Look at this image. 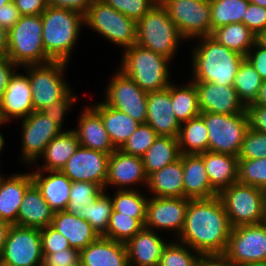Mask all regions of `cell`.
Returning <instances> with one entry per match:
<instances>
[{
    "label": "cell",
    "mask_w": 266,
    "mask_h": 266,
    "mask_svg": "<svg viewBox=\"0 0 266 266\" xmlns=\"http://www.w3.org/2000/svg\"><path fill=\"white\" fill-rule=\"evenodd\" d=\"M231 225L219 196L190 199L183 229L176 238L202 256L223 255Z\"/></svg>",
    "instance_id": "6da1fadb"
},
{
    "label": "cell",
    "mask_w": 266,
    "mask_h": 266,
    "mask_svg": "<svg viewBox=\"0 0 266 266\" xmlns=\"http://www.w3.org/2000/svg\"><path fill=\"white\" fill-rule=\"evenodd\" d=\"M192 47V82H213L232 86L239 66L245 56L228 49L211 36L197 38Z\"/></svg>",
    "instance_id": "7a4b0ae2"
},
{
    "label": "cell",
    "mask_w": 266,
    "mask_h": 266,
    "mask_svg": "<svg viewBox=\"0 0 266 266\" xmlns=\"http://www.w3.org/2000/svg\"><path fill=\"white\" fill-rule=\"evenodd\" d=\"M41 19L46 55L52 61L69 63L72 51L85 26L84 15L75 10L48 5L42 12Z\"/></svg>",
    "instance_id": "3957f363"
},
{
    "label": "cell",
    "mask_w": 266,
    "mask_h": 266,
    "mask_svg": "<svg viewBox=\"0 0 266 266\" xmlns=\"http://www.w3.org/2000/svg\"><path fill=\"white\" fill-rule=\"evenodd\" d=\"M119 70L149 93L167 88L171 83V60L134 44L122 50ZM171 80V81H170Z\"/></svg>",
    "instance_id": "277c9868"
},
{
    "label": "cell",
    "mask_w": 266,
    "mask_h": 266,
    "mask_svg": "<svg viewBox=\"0 0 266 266\" xmlns=\"http://www.w3.org/2000/svg\"><path fill=\"white\" fill-rule=\"evenodd\" d=\"M183 40L160 1L137 22L136 44L170 60L176 57Z\"/></svg>",
    "instance_id": "5b68a950"
},
{
    "label": "cell",
    "mask_w": 266,
    "mask_h": 266,
    "mask_svg": "<svg viewBox=\"0 0 266 266\" xmlns=\"http://www.w3.org/2000/svg\"><path fill=\"white\" fill-rule=\"evenodd\" d=\"M42 29L41 15L21 16L8 33V58L19 67L51 62L44 49Z\"/></svg>",
    "instance_id": "8992f818"
},
{
    "label": "cell",
    "mask_w": 266,
    "mask_h": 266,
    "mask_svg": "<svg viewBox=\"0 0 266 266\" xmlns=\"http://www.w3.org/2000/svg\"><path fill=\"white\" fill-rule=\"evenodd\" d=\"M84 24L111 43L124 49L136 44L137 22L126 17L103 0H92Z\"/></svg>",
    "instance_id": "52a82bcc"
},
{
    "label": "cell",
    "mask_w": 266,
    "mask_h": 266,
    "mask_svg": "<svg viewBox=\"0 0 266 266\" xmlns=\"http://www.w3.org/2000/svg\"><path fill=\"white\" fill-rule=\"evenodd\" d=\"M68 63L51 61L45 64L26 65L24 68L32 91L34 111L52 105L63 99L73 88L65 81L64 73ZM27 71H26V70Z\"/></svg>",
    "instance_id": "ba28073f"
},
{
    "label": "cell",
    "mask_w": 266,
    "mask_h": 266,
    "mask_svg": "<svg viewBox=\"0 0 266 266\" xmlns=\"http://www.w3.org/2000/svg\"><path fill=\"white\" fill-rule=\"evenodd\" d=\"M231 227L263 223L264 189L236 182L218 194Z\"/></svg>",
    "instance_id": "9c48e42d"
},
{
    "label": "cell",
    "mask_w": 266,
    "mask_h": 266,
    "mask_svg": "<svg viewBox=\"0 0 266 266\" xmlns=\"http://www.w3.org/2000/svg\"><path fill=\"white\" fill-rule=\"evenodd\" d=\"M200 116L208 130V151L238 157L250 128L248 115L201 113Z\"/></svg>",
    "instance_id": "30bf717a"
},
{
    "label": "cell",
    "mask_w": 266,
    "mask_h": 266,
    "mask_svg": "<svg viewBox=\"0 0 266 266\" xmlns=\"http://www.w3.org/2000/svg\"><path fill=\"white\" fill-rule=\"evenodd\" d=\"M159 1L168 11L184 41L211 36L210 0Z\"/></svg>",
    "instance_id": "8fae6325"
},
{
    "label": "cell",
    "mask_w": 266,
    "mask_h": 266,
    "mask_svg": "<svg viewBox=\"0 0 266 266\" xmlns=\"http://www.w3.org/2000/svg\"><path fill=\"white\" fill-rule=\"evenodd\" d=\"M223 256L236 266L266 261V224L233 227Z\"/></svg>",
    "instance_id": "7c38bea8"
},
{
    "label": "cell",
    "mask_w": 266,
    "mask_h": 266,
    "mask_svg": "<svg viewBox=\"0 0 266 266\" xmlns=\"http://www.w3.org/2000/svg\"><path fill=\"white\" fill-rule=\"evenodd\" d=\"M115 76L107 83L105 100L108 106L126 113L140 124L146 123L147 92L121 70L117 69Z\"/></svg>",
    "instance_id": "4fadbf2b"
},
{
    "label": "cell",
    "mask_w": 266,
    "mask_h": 266,
    "mask_svg": "<svg viewBox=\"0 0 266 266\" xmlns=\"http://www.w3.org/2000/svg\"><path fill=\"white\" fill-rule=\"evenodd\" d=\"M0 262L8 266H42L43 252L40 229L12 225Z\"/></svg>",
    "instance_id": "5bb4252c"
},
{
    "label": "cell",
    "mask_w": 266,
    "mask_h": 266,
    "mask_svg": "<svg viewBox=\"0 0 266 266\" xmlns=\"http://www.w3.org/2000/svg\"><path fill=\"white\" fill-rule=\"evenodd\" d=\"M21 121V163L38 162L46 146L63 131L41 111H33Z\"/></svg>",
    "instance_id": "9a60e30c"
},
{
    "label": "cell",
    "mask_w": 266,
    "mask_h": 266,
    "mask_svg": "<svg viewBox=\"0 0 266 266\" xmlns=\"http://www.w3.org/2000/svg\"><path fill=\"white\" fill-rule=\"evenodd\" d=\"M146 206L145 228L173 231L177 238L184 226L190 199L184 197H150ZM158 229V230H157Z\"/></svg>",
    "instance_id": "2e32d148"
},
{
    "label": "cell",
    "mask_w": 266,
    "mask_h": 266,
    "mask_svg": "<svg viewBox=\"0 0 266 266\" xmlns=\"http://www.w3.org/2000/svg\"><path fill=\"white\" fill-rule=\"evenodd\" d=\"M109 157L108 153L79 145L61 171L72 182H91L105 190Z\"/></svg>",
    "instance_id": "e0dca14e"
},
{
    "label": "cell",
    "mask_w": 266,
    "mask_h": 266,
    "mask_svg": "<svg viewBox=\"0 0 266 266\" xmlns=\"http://www.w3.org/2000/svg\"><path fill=\"white\" fill-rule=\"evenodd\" d=\"M147 186V175L141 157L126 154L116 149L110 154L105 191L113 186L116 190H137ZM135 187V188H134Z\"/></svg>",
    "instance_id": "ac0fdd59"
},
{
    "label": "cell",
    "mask_w": 266,
    "mask_h": 266,
    "mask_svg": "<svg viewBox=\"0 0 266 266\" xmlns=\"http://www.w3.org/2000/svg\"><path fill=\"white\" fill-rule=\"evenodd\" d=\"M193 83L198 92L201 113L247 114L246 106L233 86H222L213 82Z\"/></svg>",
    "instance_id": "d6986e66"
},
{
    "label": "cell",
    "mask_w": 266,
    "mask_h": 266,
    "mask_svg": "<svg viewBox=\"0 0 266 266\" xmlns=\"http://www.w3.org/2000/svg\"><path fill=\"white\" fill-rule=\"evenodd\" d=\"M34 111L31 86L27 73L17 71L11 77L0 101V122L22 120Z\"/></svg>",
    "instance_id": "ffe728a7"
},
{
    "label": "cell",
    "mask_w": 266,
    "mask_h": 266,
    "mask_svg": "<svg viewBox=\"0 0 266 266\" xmlns=\"http://www.w3.org/2000/svg\"><path fill=\"white\" fill-rule=\"evenodd\" d=\"M158 136L178 138L181 124L174 115L170 98V85L160 91L147 93V117Z\"/></svg>",
    "instance_id": "44dd1931"
},
{
    "label": "cell",
    "mask_w": 266,
    "mask_h": 266,
    "mask_svg": "<svg viewBox=\"0 0 266 266\" xmlns=\"http://www.w3.org/2000/svg\"><path fill=\"white\" fill-rule=\"evenodd\" d=\"M73 131L80 146L111 154L116 149L110 141L100 115L89 105L83 107Z\"/></svg>",
    "instance_id": "7402d4cb"
},
{
    "label": "cell",
    "mask_w": 266,
    "mask_h": 266,
    "mask_svg": "<svg viewBox=\"0 0 266 266\" xmlns=\"http://www.w3.org/2000/svg\"><path fill=\"white\" fill-rule=\"evenodd\" d=\"M167 243L159 233L144 227L126 243L129 266H158Z\"/></svg>",
    "instance_id": "603a6c76"
},
{
    "label": "cell",
    "mask_w": 266,
    "mask_h": 266,
    "mask_svg": "<svg viewBox=\"0 0 266 266\" xmlns=\"http://www.w3.org/2000/svg\"><path fill=\"white\" fill-rule=\"evenodd\" d=\"M31 176L54 212L66 209L72 181L62 171L35 170L31 172Z\"/></svg>",
    "instance_id": "cb8c5ba5"
},
{
    "label": "cell",
    "mask_w": 266,
    "mask_h": 266,
    "mask_svg": "<svg viewBox=\"0 0 266 266\" xmlns=\"http://www.w3.org/2000/svg\"><path fill=\"white\" fill-rule=\"evenodd\" d=\"M32 183L31 172H19L0 179V220L11 225L17 223L18 211L24 199V193Z\"/></svg>",
    "instance_id": "d4e9b609"
},
{
    "label": "cell",
    "mask_w": 266,
    "mask_h": 266,
    "mask_svg": "<svg viewBox=\"0 0 266 266\" xmlns=\"http://www.w3.org/2000/svg\"><path fill=\"white\" fill-rule=\"evenodd\" d=\"M80 266H129L126 244L100 236L80 251Z\"/></svg>",
    "instance_id": "484cf974"
},
{
    "label": "cell",
    "mask_w": 266,
    "mask_h": 266,
    "mask_svg": "<svg viewBox=\"0 0 266 266\" xmlns=\"http://www.w3.org/2000/svg\"><path fill=\"white\" fill-rule=\"evenodd\" d=\"M50 226L67 238L71 248L79 251L100 237L88 221L66 210L54 212Z\"/></svg>",
    "instance_id": "4316f807"
},
{
    "label": "cell",
    "mask_w": 266,
    "mask_h": 266,
    "mask_svg": "<svg viewBox=\"0 0 266 266\" xmlns=\"http://www.w3.org/2000/svg\"><path fill=\"white\" fill-rule=\"evenodd\" d=\"M183 165L184 198L208 199L218 195L211 187L203 158L199 154H180Z\"/></svg>",
    "instance_id": "83f0119b"
},
{
    "label": "cell",
    "mask_w": 266,
    "mask_h": 266,
    "mask_svg": "<svg viewBox=\"0 0 266 266\" xmlns=\"http://www.w3.org/2000/svg\"><path fill=\"white\" fill-rule=\"evenodd\" d=\"M54 211L50 208L39 189L32 183L24 193L16 226L44 228L51 225Z\"/></svg>",
    "instance_id": "f1b7e54d"
},
{
    "label": "cell",
    "mask_w": 266,
    "mask_h": 266,
    "mask_svg": "<svg viewBox=\"0 0 266 266\" xmlns=\"http://www.w3.org/2000/svg\"><path fill=\"white\" fill-rule=\"evenodd\" d=\"M199 155L203 158L211 187L218 194L237 182L238 157L210 151L200 153Z\"/></svg>",
    "instance_id": "f546056e"
},
{
    "label": "cell",
    "mask_w": 266,
    "mask_h": 266,
    "mask_svg": "<svg viewBox=\"0 0 266 266\" xmlns=\"http://www.w3.org/2000/svg\"><path fill=\"white\" fill-rule=\"evenodd\" d=\"M90 106L100 115L115 149H120L140 125L129 115L108 106L104 101Z\"/></svg>",
    "instance_id": "4dcf8cb0"
},
{
    "label": "cell",
    "mask_w": 266,
    "mask_h": 266,
    "mask_svg": "<svg viewBox=\"0 0 266 266\" xmlns=\"http://www.w3.org/2000/svg\"><path fill=\"white\" fill-rule=\"evenodd\" d=\"M145 189L151 197H184L182 159L150 174Z\"/></svg>",
    "instance_id": "1f68e13d"
},
{
    "label": "cell",
    "mask_w": 266,
    "mask_h": 266,
    "mask_svg": "<svg viewBox=\"0 0 266 266\" xmlns=\"http://www.w3.org/2000/svg\"><path fill=\"white\" fill-rule=\"evenodd\" d=\"M79 145L77 135L73 130L63 131L46 146L40 156L43 159V165L35 162L34 166L36 167L34 168L36 170L61 171Z\"/></svg>",
    "instance_id": "d6a6232c"
},
{
    "label": "cell",
    "mask_w": 266,
    "mask_h": 266,
    "mask_svg": "<svg viewBox=\"0 0 266 266\" xmlns=\"http://www.w3.org/2000/svg\"><path fill=\"white\" fill-rule=\"evenodd\" d=\"M180 158L178 138L158 136L141 156L147 177Z\"/></svg>",
    "instance_id": "836d02e7"
},
{
    "label": "cell",
    "mask_w": 266,
    "mask_h": 266,
    "mask_svg": "<svg viewBox=\"0 0 266 266\" xmlns=\"http://www.w3.org/2000/svg\"><path fill=\"white\" fill-rule=\"evenodd\" d=\"M170 98L174 115L180 124L201 114L198 92L192 81L181 84V87L172 82L170 84Z\"/></svg>",
    "instance_id": "e575fe53"
},
{
    "label": "cell",
    "mask_w": 266,
    "mask_h": 266,
    "mask_svg": "<svg viewBox=\"0 0 266 266\" xmlns=\"http://www.w3.org/2000/svg\"><path fill=\"white\" fill-rule=\"evenodd\" d=\"M211 37L228 49L246 56L256 42V34L243 23H231L214 29Z\"/></svg>",
    "instance_id": "d590c367"
},
{
    "label": "cell",
    "mask_w": 266,
    "mask_h": 266,
    "mask_svg": "<svg viewBox=\"0 0 266 266\" xmlns=\"http://www.w3.org/2000/svg\"><path fill=\"white\" fill-rule=\"evenodd\" d=\"M208 130L199 115L180 126L178 145L180 154H200L208 151Z\"/></svg>",
    "instance_id": "8d00e7d4"
},
{
    "label": "cell",
    "mask_w": 266,
    "mask_h": 266,
    "mask_svg": "<svg viewBox=\"0 0 266 266\" xmlns=\"http://www.w3.org/2000/svg\"><path fill=\"white\" fill-rule=\"evenodd\" d=\"M248 4V0H210L211 33L224 25L242 23Z\"/></svg>",
    "instance_id": "74e56055"
},
{
    "label": "cell",
    "mask_w": 266,
    "mask_h": 266,
    "mask_svg": "<svg viewBox=\"0 0 266 266\" xmlns=\"http://www.w3.org/2000/svg\"><path fill=\"white\" fill-rule=\"evenodd\" d=\"M262 78L253 65L244 58L233 81V87L237 91L239 99L245 106L252 104L258 96Z\"/></svg>",
    "instance_id": "f35d334b"
},
{
    "label": "cell",
    "mask_w": 266,
    "mask_h": 266,
    "mask_svg": "<svg viewBox=\"0 0 266 266\" xmlns=\"http://www.w3.org/2000/svg\"><path fill=\"white\" fill-rule=\"evenodd\" d=\"M117 190L110 195L113 211L120 212V215H133L136 219H146V206L148 197L142 191Z\"/></svg>",
    "instance_id": "ab89813d"
},
{
    "label": "cell",
    "mask_w": 266,
    "mask_h": 266,
    "mask_svg": "<svg viewBox=\"0 0 266 266\" xmlns=\"http://www.w3.org/2000/svg\"><path fill=\"white\" fill-rule=\"evenodd\" d=\"M145 220L133 218V215H120V212L112 210L108 228L102 237L126 244L145 227Z\"/></svg>",
    "instance_id": "60d3db41"
},
{
    "label": "cell",
    "mask_w": 266,
    "mask_h": 266,
    "mask_svg": "<svg viewBox=\"0 0 266 266\" xmlns=\"http://www.w3.org/2000/svg\"><path fill=\"white\" fill-rule=\"evenodd\" d=\"M110 193L102 191L98 197L79 213V216L88 221L91 226L102 236L109 225L112 212Z\"/></svg>",
    "instance_id": "b9f144b4"
},
{
    "label": "cell",
    "mask_w": 266,
    "mask_h": 266,
    "mask_svg": "<svg viewBox=\"0 0 266 266\" xmlns=\"http://www.w3.org/2000/svg\"><path fill=\"white\" fill-rule=\"evenodd\" d=\"M202 255L177 239L169 240L158 266H198Z\"/></svg>",
    "instance_id": "7bdbcfd3"
},
{
    "label": "cell",
    "mask_w": 266,
    "mask_h": 266,
    "mask_svg": "<svg viewBox=\"0 0 266 266\" xmlns=\"http://www.w3.org/2000/svg\"><path fill=\"white\" fill-rule=\"evenodd\" d=\"M104 191L98 184L91 182H72L69 202L66 211L78 214L86 208V205L92 203L98 195Z\"/></svg>",
    "instance_id": "ee69618b"
},
{
    "label": "cell",
    "mask_w": 266,
    "mask_h": 266,
    "mask_svg": "<svg viewBox=\"0 0 266 266\" xmlns=\"http://www.w3.org/2000/svg\"><path fill=\"white\" fill-rule=\"evenodd\" d=\"M237 182L266 188V157L258 159H239Z\"/></svg>",
    "instance_id": "f6af8a7d"
},
{
    "label": "cell",
    "mask_w": 266,
    "mask_h": 266,
    "mask_svg": "<svg viewBox=\"0 0 266 266\" xmlns=\"http://www.w3.org/2000/svg\"><path fill=\"white\" fill-rule=\"evenodd\" d=\"M157 137V133L149 124H140L119 150L126 154L141 157Z\"/></svg>",
    "instance_id": "bcb514c9"
},
{
    "label": "cell",
    "mask_w": 266,
    "mask_h": 266,
    "mask_svg": "<svg viewBox=\"0 0 266 266\" xmlns=\"http://www.w3.org/2000/svg\"><path fill=\"white\" fill-rule=\"evenodd\" d=\"M126 17L138 22L159 0H103Z\"/></svg>",
    "instance_id": "7dc6e473"
},
{
    "label": "cell",
    "mask_w": 266,
    "mask_h": 266,
    "mask_svg": "<svg viewBox=\"0 0 266 266\" xmlns=\"http://www.w3.org/2000/svg\"><path fill=\"white\" fill-rule=\"evenodd\" d=\"M266 157V133L249 128L242 143L239 159H258Z\"/></svg>",
    "instance_id": "c3c4849f"
},
{
    "label": "cell",
    "mask_w": 266,
    "mask_h": 266,
    "mask_svg": "<svg viewBox=\"0 0 266 266\" xmlns=\"http://www.w3.org/2000/svg\"><path fill=\"white\" fill-rule=\"evenodd\" d=\"M77 99L78 97L72 89L63 99L43 108L41 112L51 121L55 122L62 131L73 130V128L69 130H63V128L66 115L69 113L68 111L72 110L71 108L77 102Z\"/></svg>",
    "instance_id": "681fc988"
},
{
    "label": "cell",
    "mask_w": 266,
    "mask_h": 266,
    "mask_svg": "<svg viewBox=\"0 0 266 266\" xmlns=\"http://www.w3.org/2000/svg\"><path fill=\"white\" fill-rule=\"evenodd\" d=\"M43 254L55 253L71 248L69 241L51 226L40 229Z\"/></svg>",
    "instance_id": "f907efd6"
},
{
    "label": "cell",
    "mask_w": 266,
    "mask_h": 266,
    "mask_svg": "<svg viewBox=\"0 0 266 266\" xmlns=\"http://www.w3.org/2000/svg\"><path fill=\"white\" fill-rule=\"evenodd\" d=\"M80 265V251L74 248L63 249L55 253L43 254L42 266Z\"/></svg>",
    "instance_id": "816d5d0a"
},
{
    "label": "cell",
    "mask_w": 266,
    "mask_h": 266,
    "mask_svg": "<svg viewBox=\"0 0 266 266\" xmlns=\"http://www.w3.org/2000/svg\"><path fill=\"white\" fill-rule=\"evenodd\" d=\"M242 23L257 35L266 28V8L249 2Z\"/></svg>",
    "instance_id": "f5cc1de1"
},
{
    "label": "cell",
    "mask_w": 266,
    "mask_h": 266,
    "mask_svg": "<svg viewBox=\"0 0 266 266\" xmlns=\"http://www.w3.org/2000/svg\"><path fill=\"white\" fill-rule=\"evenodd\" d=\"M245 58L253 65L262 80H266V48L255 42Z\"/></svg>",
    "instance_id": "db71d44e"
},
{
    "label": "cell",
    "mask_w": 266,
    "mask_h": 266,
    "mask_svg": "<svg viewBox=\"0 0 266 266\" xmlns=\"http://www.w3.org/2000/svg\"><path fill=\"white\" fill-rule=\"evenodd\" d=\"M246 112L249 118V127L254 131L266 133V107L248 104Z\"/></svg>",
    "instance_id": "11a10c76"
},
{
    "label": "cell",
    "mask_w": 266,
    "mask_h": 266,
    "mask_svg": "<svg viewBox=\"0 0 266 266\" xmlns=\"http://www.w3.org/2000/svg\"><path fill=\"white\" fill-rule=\"evenodd\" d=\"M19 66L13 63L7 55H0V101L14 73Z\"/></svg>",
    "instance_id": "9f6ffc18"
},
{
    "label": "cell",
    "mask_w": 266,
    "mask_h": 266,
    "mask_svg": "<svg viewBox=\"0 0 266 266\" xmlns=\"http://www.w3.org/2000/svg\"><path fill=\"white\" fill-rule=\"evenodd\" d=\"M21 16L41 15L48 7L47 0H13Z\"/></svg>",
    "instance_id": "6f0895ef"
},
{
    "label": "cell",
    "mask_w": 266,
    "mask_h": 266,
    "mask_svg": "<svg viewBox=\"0 0 266 266\" xmlns=\"http://www.w3.org/2000/svg\"><path fill=\"white\" fill-rule=\"evenodd\" d=\"M19 10L11 1L0 7V25L10 30L20 19Z\"/></svg>",
    "instance_id": "680465c9"
},
{
    "label": "cell",
    "mask_w": 266,
    "mask_h": 266,
    "mask_svg": "<svg viewBox=\"0 0 266 266\" xmlns=\"http://www.w3.org/2000/svg\"><path fill=\"white\" fill-rule=\"evenodd\" d=\"M91 1L92 0H47V4L53 7L75 10L85 15Z\"/></svg>",
    "instance_id": "91938a15"
},
{
    "label": "cell",
    "mask_w": 266,
    "mask_h": 266,
    "mask_svg": "<svg viewBox=\"0 0 266 266\" xmlns=\"http://www.w3.org/2000/svg\"><path fill=\"white\" fill-rule=\"evenodd\" d=\"M198 266H236L223 255L202 256Z\"/></svg>",
    "instance_id": "94428289"
},
{
    "label": "cell",
    "mask_w": 266,
    "mask_h": 266,
    "mask_svg": "<svg viewBox=\"0 0 266 266\" xmlns=\"http://www.w3.org/2000/svg\"><path fill=\"white\" fill-rule=\"evenodd\" d=\"M11 226L10 223L0 220V258Z\"/></svg>",
    "instance_id": "6125c7cd"
},
{
    "label": "cell",
    "mask_w": 266,
    "mask_h": 266,
    "mask_svg": "<svg viewBox=\"0 0 266 266\" xmlns=\"http://www.w3.org/2000/svg\"><path fill=\"white\" fill-rule=\"evenodd\" d=\"M8 33L9 30L0 25V55H7Z\"/></svg>",
    "instance_id": "be15d7a7"
},
{
    "label": "cell",
    "mask_w": 266,
    "mask_h": 266,
    "mask_svg": "<svg viewBox=\"0 0 266 266\" xmlns=\"http://www.w3.org/2000/svg\"><path fill=\"white\" fill-rule=\"evenodd\" d=\"M252 105H262L266 107V80L262 81V84L259 88L258 96Z\"/></svg>",
    "instance_id": "e7e4bbea"
},
{
    "label": "cell",
    "mask_w": 266,
    "mask_h": 266,
    "mask_svg": "<svg viewBox=\"0 0 266 266\" xmlns=\"http://www.w3.org/2000/svg\"><path fill=\"white\" fill-rule=\"evenodd\" d=\"M256 42L266 48V28L256 35Z\"/></svg>",
    "instance_id": "03108f58"
},
{
    "label": "cell",
    "mask_w": 266,
    "mask_h": 266,
    "mask_svg": "<svg viewBox=\"0 0 266 266\" xmlns=\"http://www.w3.org/2000/svg\"><path fill=\"white\" fill-rule=\"evenodd\" d=\"M1 125H5V123L3 122H0V126ZM4 135H2V131H0V154L2 152V150L4 149V146H5V138L3 137Z\"/></svg>",
    "instance_id": "003e7915"
},
{
    "label": "cell",
    "mask_w": 266,
    "mask_h": 266,
    "mask_svg": "<svg viewBox=\"0 0 266 266\" xmlns=\"http://www.w3.org/2000/svg\"><path fill=\"white\" fill-rule=\"evenodd\" d=\"M252 4H256L266 8V0H248Z\"/></svg>",
    "instance_id": "a7ac6f4b"
},
{
    "label": "cell",
    "mask_w": 266,
    "mask_h": 266,
    "mask_svg": "<svg viewBox=\"0 0 266 266\" xmlns=\"http://www.w3.org/2000/svg\"><path fill=\"white\" fill-rule=\"evenodd\" d=\"M242 266H266V261L256 262V263H247Z\"/></svg>",
    "instance_id": "89a4df30"
},
{
    "label": "cell",
    "mask_w": 266,
    "mask_h": 266,
    "mask_svg": "<svg viewBox=\"0 0 266 266\" xmlns=\"http://www.w3.org/2000/svg\"><path fill=\"white\" fill-rule=\"evenodd\" d=\"M11 1H13V0H0V7H2L3 5H5Z\"/></svg>",
    "instance_id": "2644e50d"
},
{
    "label": "cell",
    "mask_w": 266,
    "mask_h": 266,
    "mask_svg": "<svg viewBox=\"0 0 266 266\" xmlns=\"http://www.w3.org/2000/svg\"><path fill=\"white\" fill-rule=\"evenodd\" d=\"M264 201H265V212H266V188L264 189Z\"/></svg>",
    "instance_id": "8c879c8a"
},
{
    "label": "cell",
    "mask_w": 266,
    "mask_h": 266,
    "mask_svg": "<svg viewBox=\"0 0 266 266\" xmlns=\"http://www.w3.org/2000/svg\"><path fill=\"white\" fill-rule=\"evenodd\" d=\"M1 160V159H0ZM1 163V162H0ZM1 166V165H0ZM5 175L0 173V179L3 178Z\"/></svg>",
    "instance_id": "753ad0ef"
},
{
    "label": "cell",
    "mask_w": 266,
    "mask_h": 266,
    "mask_svg": "<svg viewBox=\"0 0 266 266\" xmlns=\"http://www.w3.org/2000/svg\"><path fill=\"white\" fill-rule=\"evenodd\" d=\"M0 266H8V265H5V264H3L2 262H0Z\"/></svg>",
    "instance_id": "34e18365"
}]
</instances>
